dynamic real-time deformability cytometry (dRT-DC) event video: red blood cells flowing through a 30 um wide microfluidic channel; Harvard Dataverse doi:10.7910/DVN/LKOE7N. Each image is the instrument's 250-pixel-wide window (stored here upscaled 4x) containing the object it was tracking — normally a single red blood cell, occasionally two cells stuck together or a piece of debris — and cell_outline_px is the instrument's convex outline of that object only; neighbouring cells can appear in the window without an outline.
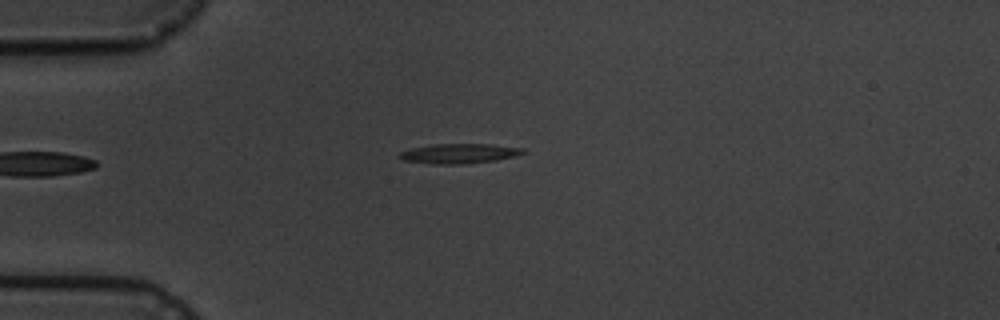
{"species": "common noctule bat (a hibernating species)", "species_latin": "Nyctalus noctula", "temperature_condition": "cold", "stored_images_in_passage": 6, "camera_frame_rate_fps": 3000, "um_per_image_px": 0.085, "animal": {"sex": "male", "body_mass_g": 19.5, "forearm_length_mm": 54.6}, "frame": {"image": 1, "passage_image": 6, "time_ms": 5.667, "image_size_px": [1000, 320], "cell_outline_px": [[528, 152], [496, 160], [460, 164], [432, 164], [404, 160], [396, 156], [400, 152], [412, 148], [432, 144], [488, 144], [524, 148]], "centroid_in_image_um": [39.01, 13.04], "position_along_channel_um": 46.0, "area_um2": 14.16}}